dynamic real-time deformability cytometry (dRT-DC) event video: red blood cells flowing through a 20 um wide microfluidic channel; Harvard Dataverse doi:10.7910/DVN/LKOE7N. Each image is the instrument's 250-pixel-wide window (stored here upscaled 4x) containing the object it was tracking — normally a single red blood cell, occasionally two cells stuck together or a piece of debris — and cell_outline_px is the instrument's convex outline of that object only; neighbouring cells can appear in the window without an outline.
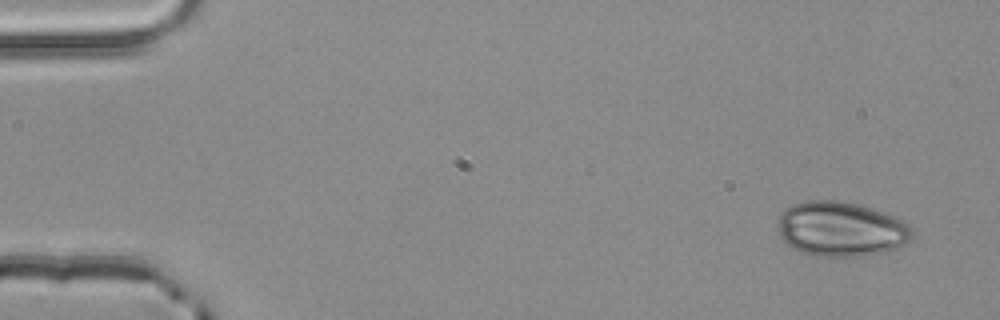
{"species": "common noctule bat (a hibernating species)", "species_latin": "Nyctalus noctula", "temperature_condition": "room temperature", "stored_images_in_passage": 3, "camera_frame_rate_fps": 3000, "um_per_image_px": 0.085, "animal": {"sex": "male", "body_mass_g": 20.4}, "frame": {"image": 1, "passage_image": 1, "time_ms": 0.0, "image_size_px": [1000, 320], "cell_outline_px": [[912, 236], [904, 244], [880, 252], [856, 256], [816, 256], [800, 252], [788, 244], [780, 236], [780, 212], [784, 208], [792, 204], [808, 200], [840, 200], [856, 204], [896, 216], [904, 220], [912, 228]], "centroid_in_image_um": [71.47, 19.45], "position_along_channel_um": 13.5, "area_um2": 42.48}}